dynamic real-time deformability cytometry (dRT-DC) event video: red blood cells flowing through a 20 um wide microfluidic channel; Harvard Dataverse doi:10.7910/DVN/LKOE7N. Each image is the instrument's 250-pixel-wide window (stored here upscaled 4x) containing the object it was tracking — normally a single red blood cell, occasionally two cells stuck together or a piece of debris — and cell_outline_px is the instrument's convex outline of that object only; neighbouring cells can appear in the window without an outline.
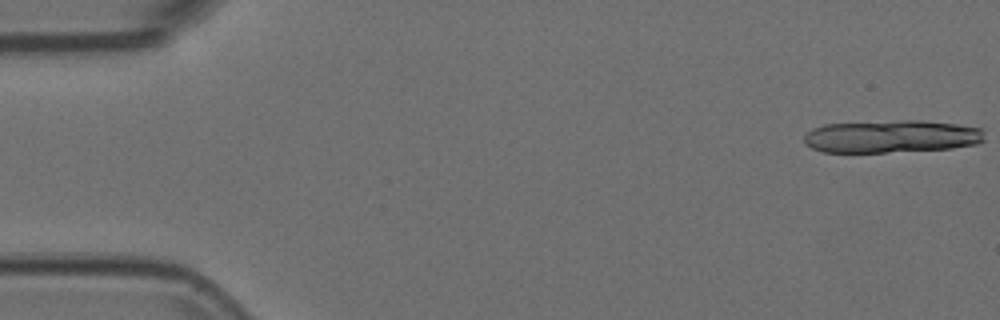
{"species": "Egyptian fruit bat (a non-hibernating species)", "species_latin": "Rousettus aegyptiacus", "temperature_condition": "room temperature", "stored_images_in_passage": 7, "camera_frame_rate_fps": 3000, "um_per_image_px": 0.085, "animal": {"sex": "female"}, "frame": {"image": 1, "passage_image": 1, "time_ms": 0.0, "image_size_px": [1000, 320], "cell_outline_px": [[984, 140], [980, 144], [952, 148], [884, 152], [824, 152], [812, 148], [804, 140], [804, 136], [812, 128], [824, 124], [900, 120], [920, 120], [960, 124], [984, 128]], "centroid_in_image_um": [75.84, 11.59], "position_along_channel_um": 9.2, "area_um2": 34.56}}
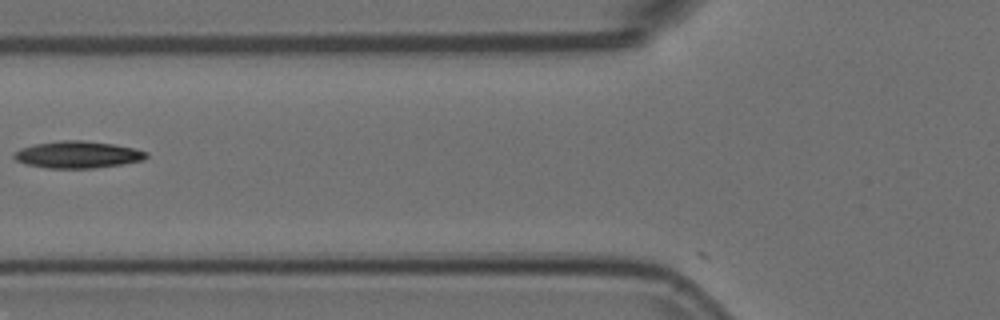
{"frame": {"image": 2, "passage_image": 7, "time_ms": 2.0, "image_size_px": [1000, 320], "cell_outline_px": [[148, 156], [144, 160], [96, 168], [48, 168], [24, 164], [16, 160], [12, 156], [12, 152], [36, 144], [60, 140], [84, 140], [112, 144], [136, 148], [148, 152]], "centroid_in_image_um": [6.61, 13.14], "position_along_channel_um": 119.2, "area_um2": 20.81}}